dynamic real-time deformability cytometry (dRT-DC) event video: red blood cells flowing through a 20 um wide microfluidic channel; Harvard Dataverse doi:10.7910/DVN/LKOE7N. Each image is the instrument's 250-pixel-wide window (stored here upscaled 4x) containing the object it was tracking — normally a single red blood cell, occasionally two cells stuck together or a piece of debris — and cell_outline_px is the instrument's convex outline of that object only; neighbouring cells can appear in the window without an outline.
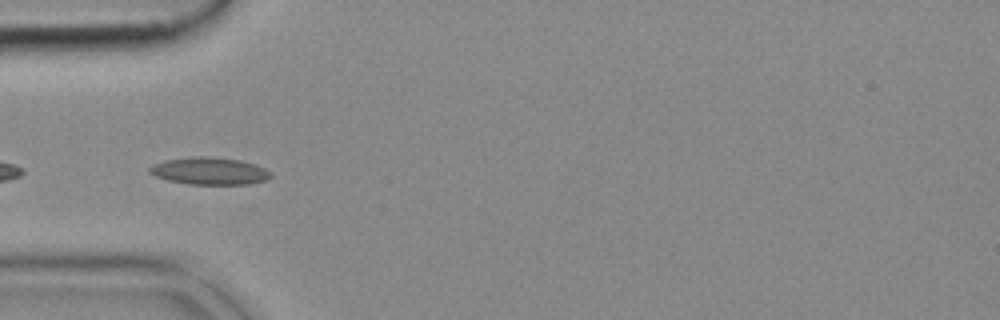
{"species": "common noctule bat (a hibernating species)", "species_latin": "Nyctalus noctula", "temperature_condition": "cold", "stored_images_in_passage": 52, "camera_frame_rate_fps": 3000, "um_per_image_px": 0.085, "animal": {"sex": "female", "body_mass_g": 18.4}, "frame": {"image": 1, "passage_image": 16, "time_ms": 5.0, "image_size_px": [1000, 320], "cell_outline_px": [[272, 176], [264, 180], [248, 184], [188, 184], [168, 180], [156, 176], [148, 172], [148, 168], [164, 160], [192, 156], [208, 156], [240, 160], [256, 164], [264, 168]], "centroid_in_image_um": [17.78, 14.52], "position_along_channel_um": 67.2, "area_um2": 19.13}}
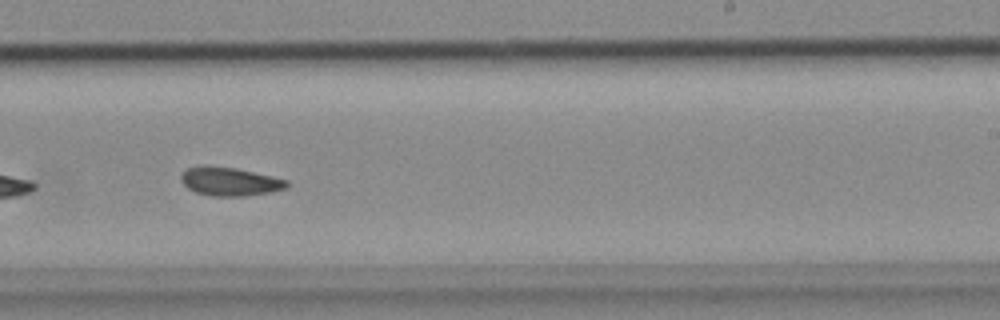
{"frame": {"image": 2, "passage_image": 32, "time_ms": 10.333, "image_size_px": [1000, 320], "cell_outline_px": [[288, 188], [268, 192], [244, 196], [212, 196], [196, 192], [188, 188], [180, 180], [180, 176], [188, 168], [200, 164], [204, 164], [236, 168], [272, 176], [288, 180]], "centroid_in_image_um": [19.51, 15.41], "position_along_channel_um": 269.5, "area_um2": 17.69}}
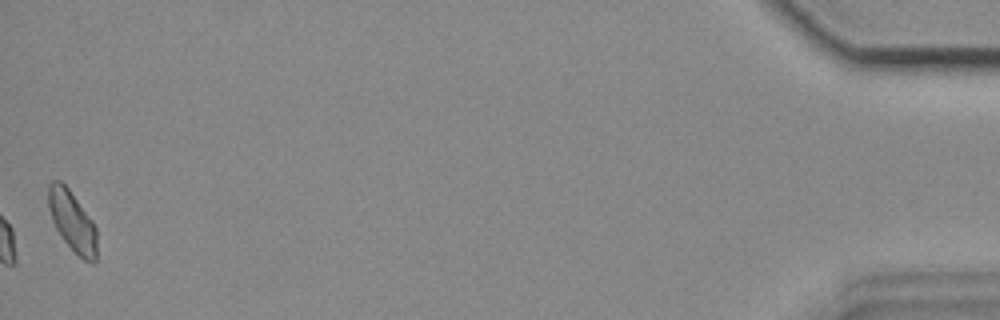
{"frame": {"image": 3, "passage_image": 52, "time_ms": 17.0, "image_size_px": [1000, 320], "cell_outline_px": [[96, 264], [92, 264], [84, 260], [64, 240], [56, 228], [52, 220], [48, 208], [48, 184], [52, 180], [60, 180], [68, 188], [92, 220], [96, 228]], "centroid_in_image_um": [6.14, 18.79], "position_along_channel_um": 429.1, "area_um2": 16.94}}